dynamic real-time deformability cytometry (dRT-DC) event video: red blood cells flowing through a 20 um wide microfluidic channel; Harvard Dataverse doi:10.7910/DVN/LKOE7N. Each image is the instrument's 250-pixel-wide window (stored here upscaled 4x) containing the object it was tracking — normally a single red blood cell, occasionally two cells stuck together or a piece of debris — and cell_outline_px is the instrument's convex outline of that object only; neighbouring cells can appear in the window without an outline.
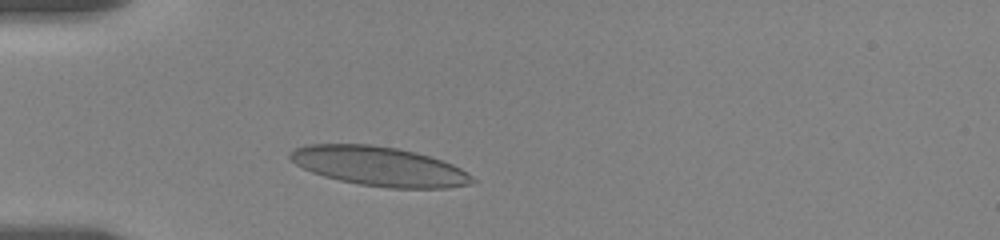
{"species": "human", "species_latin": "Homo sapiens", "temperature_condition": "room temperature", "stored_images_in_passage": 16, "camera_frame_rate_fps": 3000, "um_per_image_px": 0.085, "donor": {"sex": "female"}, "frame": {"image": 1, "passage_image": 5, "time_ms": 2.0, "image_size_px": [1000, 240], "cell_outline_px": [[476, 180], [472, 184], [448, 188], [392, 188], [360, 184], [340, 180], [324, 176], [312, 172], [296, 164], [288, 156], [288, 152], [296, 148], [308, 144], [372, 144], [400, 148], [416, 152], [452, 164], [468, 172]], "centroid_in_image_um": [32.25, 14.13], "position_along_channel_um": 52.7, "area_um2": 41.73}}
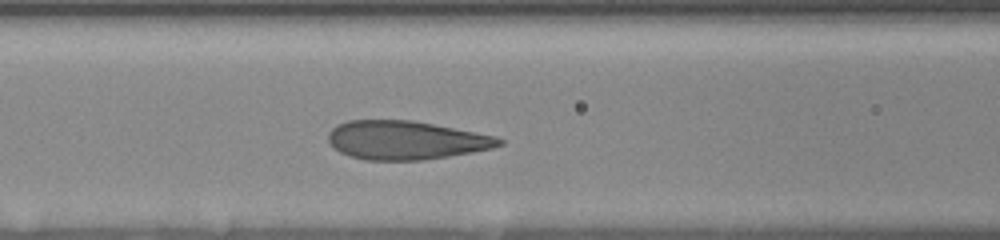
{"frame": {"image": 2, "passage_image": 11, "time_ms": 4.667, "image_size_px": [1000, 240], "cell_outline_px": [[504, 144], [492, 148], [472, 152], [424, 160], [364, 160], [348, 156], [332, 148], [328, 140], [328, 132], [336, 124], [348, 120], [412, 120], [496, 136], [504, 140]], "centroid_in_image_um": [34.45, 11.92], "position_along_channel_um": 132.1, "area_um2": 38.67}}
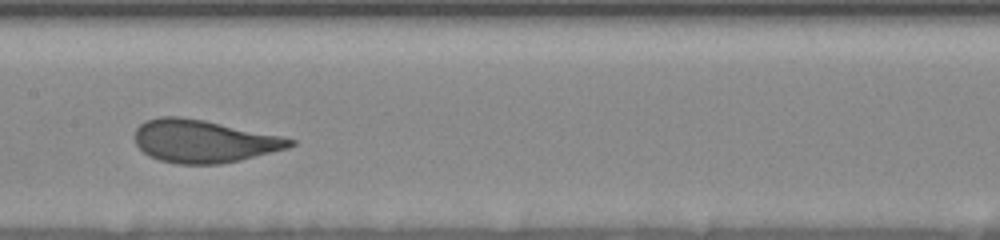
{"frame": {"image": 3, "passage_image": 15, "time_ms": 6.333, "image_size_px": [1000, 240], "cell_outline_px": [[296, 144], [288, 148], [240, 160], [220, 164], [176, 164], [160, 160], [148, 156], [136, 144], [136, 128], [140, 124], [148, 120], [160, 116], [180, 116], [204, 120], [284, 136], [296, 140]], "centroid_in_image_um": [17.34, 12.0], "position_along_channel_um": 190.1, "area_um2": 38.73}}